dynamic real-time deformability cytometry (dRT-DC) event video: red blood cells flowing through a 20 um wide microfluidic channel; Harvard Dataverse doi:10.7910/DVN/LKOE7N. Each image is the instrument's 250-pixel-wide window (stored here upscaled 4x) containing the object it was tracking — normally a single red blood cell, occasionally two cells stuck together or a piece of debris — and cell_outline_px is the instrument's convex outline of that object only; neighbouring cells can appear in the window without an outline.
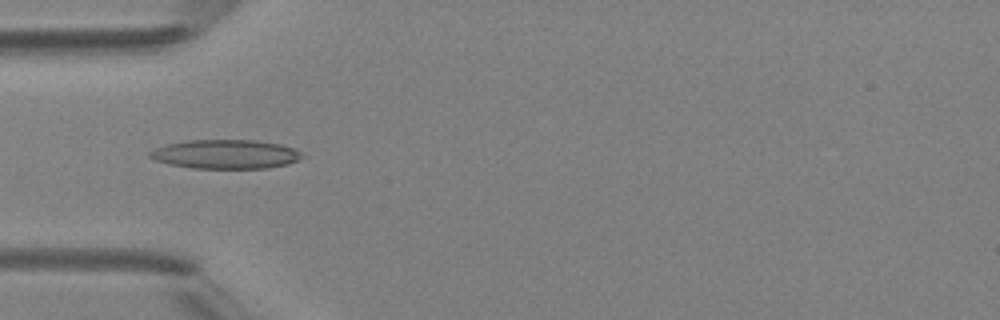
{"species": "Egyptian fruit bat (a non-hibernating species)", "species_latin": "Rousettus aegyptiacus", "temperature_condition": "room temperature", "stored_images_in_passage": 3, "camera_frame_rate_fps": 3000, "um_per_image_px": 0.085, "animal": {"sex": "female"}, "frame": {"image": 1, "passage_image": 3, "time_ms": 2.0, "image_size_px": [1000, 320], "cell_outline_px": [[304, 156], [288, 164], [268, 168], [192, 168], [172, 164], [156, 160], [148, 156], [148, 152], [156, 148], [168, 144], [188, 140], [256, 140], [280, 144], [292, 148], [300, 152]], "centroid_in_image_um": [19.18, 13.1], "position_along_channel_um": 65.8, "area_um2": 25.55}}